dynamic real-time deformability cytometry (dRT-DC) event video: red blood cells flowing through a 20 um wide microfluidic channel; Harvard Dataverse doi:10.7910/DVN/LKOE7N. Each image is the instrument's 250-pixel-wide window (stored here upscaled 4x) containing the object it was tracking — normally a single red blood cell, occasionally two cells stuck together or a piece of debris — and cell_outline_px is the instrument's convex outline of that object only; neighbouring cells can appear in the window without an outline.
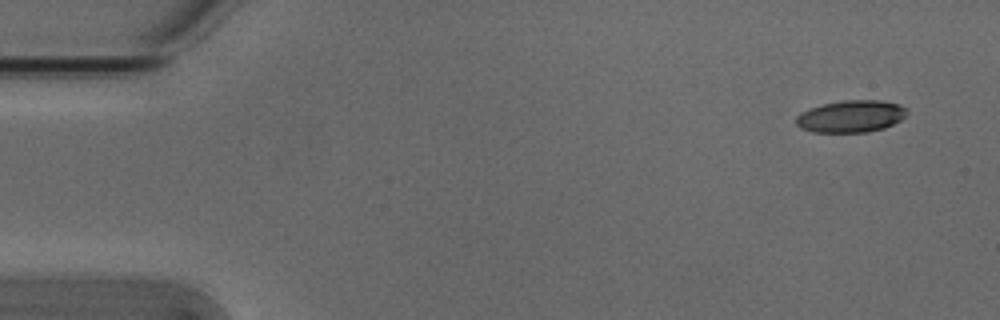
{"species": "Egyptian fruit bat (a non-hibernating species)", "species_latin": "Rousettus aegyptiacus", "temperature_condition": "cold", "stored_images_in_passage": 7, "camera_frame_rate_fps": 3000, "um_per_image_px": 0.085, "animal": {"sex": "male"}, "frame": {"image": 1, "passage_image": 1, "time_ms": 0.0, "image_size_px": [1000, 320], "cell_outline_px": [[908, 112], [900, 120], [884, 128], [868, 132], [812, 132], [800, 128], [796, 124], [796, 116], [800, 112], [824, 104], [840, 100], [880, 100], [900, 104], [908, 108]], "centroid_in_image_um": [72.34, 9.88], "position_along_channel_um": 12.7, "area_um2": 20.81}}
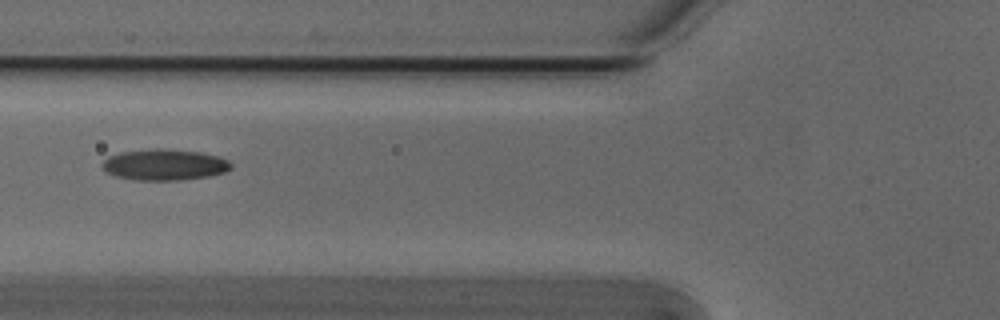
{"frame": {"image": 2, "passage_image": 5, "time_ms": 1.333, "image_size_px": [1000, 320], "cell_outline_px": [[232, 168], [224, 172], [208, 176], [180, 180], [132, 180], [116, 176], [108, 172], [100, 164], [108, 156], [120, 152], [156, 148], [164, 148], [200, 152], [216, 156], [228, 160], [232, 164]], "centroid_in_image_um": [13.97, 13.99], "position_along_channel_um": 111.8, "area_um2": 23.35}}
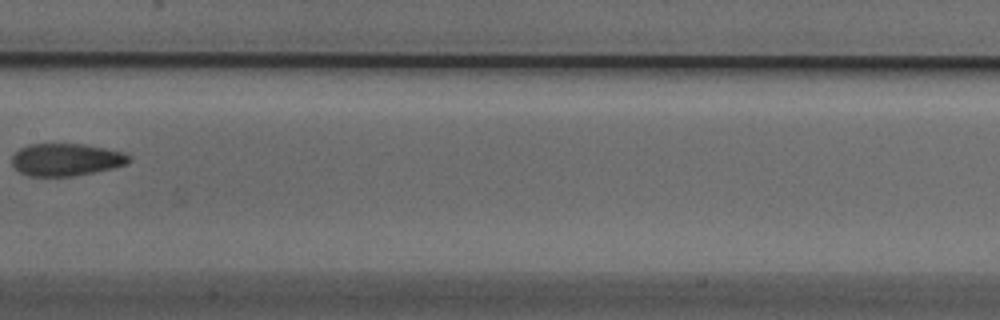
{"frame": {"image": 3, "passage_image": 7, "time_ms": 2.0, "image_size_px": [1000, 320], "cell_outline_px": [[132, 160], [128, 164], [112, 168], [72, 176], [28, 176], [20, 172], [12, 164], [12, 156], [20, 148], [28, 144], [84, 144], [124, 152], [132, 156]], "centroid_in_image_um": [5.64, 13.56], "position_along_channel_um": 201.8, "area_um2": 22.14}}